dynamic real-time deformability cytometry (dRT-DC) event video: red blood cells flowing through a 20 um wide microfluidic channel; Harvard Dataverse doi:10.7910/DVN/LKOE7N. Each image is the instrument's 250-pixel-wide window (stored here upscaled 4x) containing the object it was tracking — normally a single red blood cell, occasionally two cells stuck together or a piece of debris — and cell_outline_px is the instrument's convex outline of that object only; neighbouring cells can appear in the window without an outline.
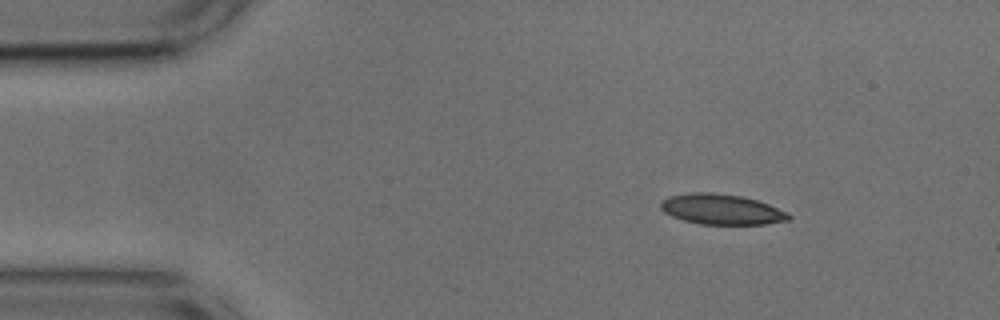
{"species": "common noctule bat (a hibernating species)", "species_latin": "Nyctalus noctula", "temperature_condition": "cold", "stored_images_in_passage": 9, "camera_frame_rate_fps": 3000, "um_per_image_px": 0.085, "animal": {"sex": "male", "body_mass_g": 17.9, "forearm_length_mm": 54.2}, "frame": {"image": 1, "passage_image": 1, "time_ms": 0.0, "image_size_px": [1000, 320], "cell_outline_px": [[792, 216], [788, 220], [764, 224], [700, 224], [684, 220], [672, 216], [664, 212], [660, 208], [660, 200], [668, 196], [692, 192], [712, 192], [740, 196], [756, 200], [768, 204], [788, 212]], "centroid_in_image_um": [61.3, 17.78], "position_along_channel_um": 23.7, "area_um2": 22.66}}